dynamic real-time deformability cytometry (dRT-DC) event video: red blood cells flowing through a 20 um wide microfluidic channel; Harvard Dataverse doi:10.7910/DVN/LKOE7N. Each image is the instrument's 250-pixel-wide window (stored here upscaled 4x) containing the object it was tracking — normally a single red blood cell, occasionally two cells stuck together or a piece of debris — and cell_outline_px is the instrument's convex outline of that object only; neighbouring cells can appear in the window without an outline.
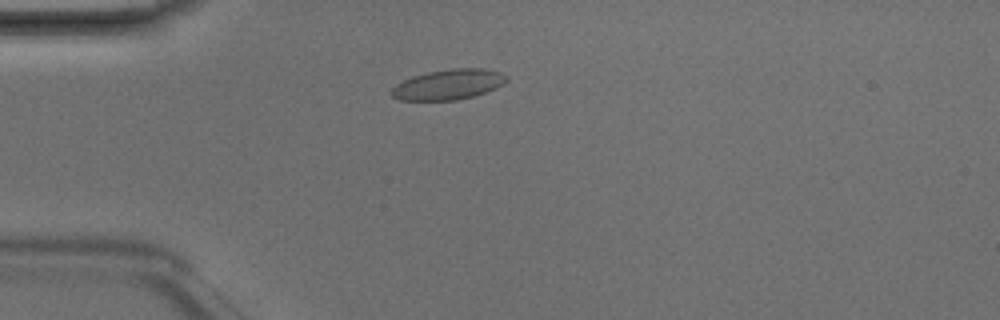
{"species": "Egyptian fruit bat (a non-hibernating species)", "species_latin": "Rousettus aegyptiacus", "temperature_condition": "room temperature", "stored_images_in_passage": 3, "camera_frame_rate_fps": 3000, "um_per_image_px": 0.085, "animal": {"sex": "male"}, "frame": {"image": 1, "passage_image": 2, "time_ms": 0.333, "image_size_px": [1000, 320], "cell_outline_px": [[508, 80], [504, 84], [496, 88], [472, 96], [456, 100], [400, 100], [392, 96], [392, 88], [396, 84], [412, 76], [428, 72], [452, 68], [484, 68], [500, 72], [508, 76]], "centroid_in_image_um": [38.14, 7.17], "position_along_channel_um": 46.9, "area_um2": 20.23}}